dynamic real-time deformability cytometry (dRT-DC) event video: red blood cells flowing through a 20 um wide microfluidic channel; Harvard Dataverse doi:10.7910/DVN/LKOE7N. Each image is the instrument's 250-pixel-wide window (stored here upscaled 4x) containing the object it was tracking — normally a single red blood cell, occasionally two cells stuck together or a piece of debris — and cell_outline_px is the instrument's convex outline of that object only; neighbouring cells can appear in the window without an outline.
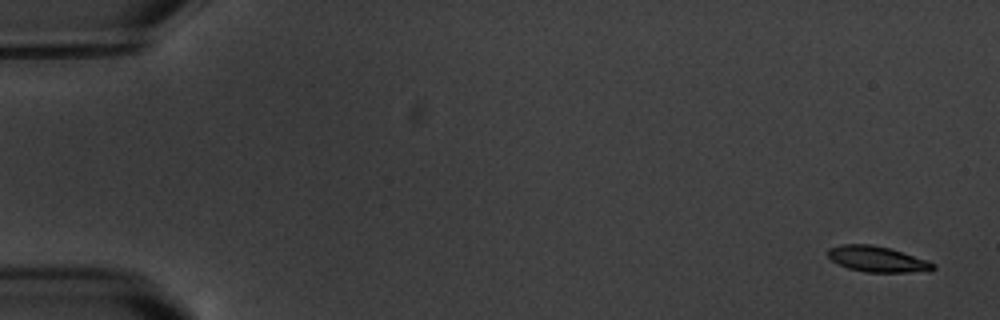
{"species": "common noctule bat (a hibernating species)", "species_latin": "Nyctalus noctula", "temperature_condition": "warm", "stored_images_in_passage": 6, "camera_frame_rate_fps": 3000, "um_per_image_px": 0.085, "animal": {"sex": "male", "body_mass_g": 20.1, "forearm_length_mm": 53.5}, "frame": {"image": 1, "passage_image": 1, "time_ms": 0.0, "image_size_px": [1000, 320], "cell_outline_px": [[936, 268], [932, 272], [864, 272], [848, 268], [832, 260], [828, 256], [828, 248], [840, 244], [872, 244], [888, 248], [936, 264]], "centroid_in_image_um": [74.57, 22.03], "position_along_channel_um": 10.4, "area_um2": 15.66}}
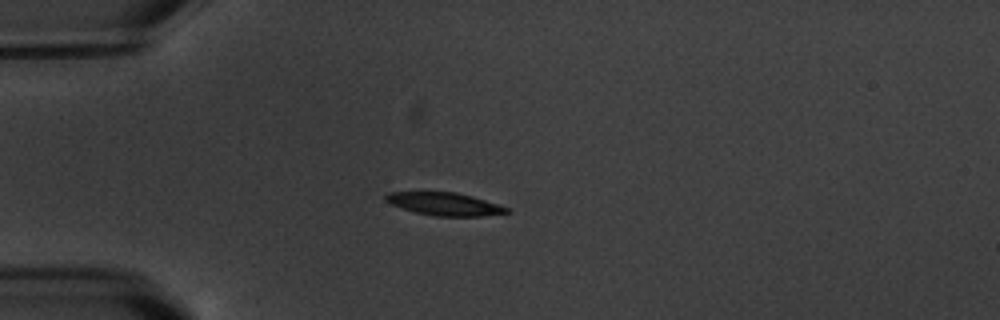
{"frame": {"image": 2, "passage_image": 5, "time_ms": 4.667, "image_size_px": [1000, 320], "cell_outline_px": [[512, 212], [484, 216], [436, 216], [416, 212], [392, 204], [384, 200], [384, 196], [388, 192], [456, 192], [472, 196], [500, 204], [508, 208]], "centroid_in_image_um": [37.84, 17.33], "position_along_channel_um": 47.2, "area_um2": 16.07}}